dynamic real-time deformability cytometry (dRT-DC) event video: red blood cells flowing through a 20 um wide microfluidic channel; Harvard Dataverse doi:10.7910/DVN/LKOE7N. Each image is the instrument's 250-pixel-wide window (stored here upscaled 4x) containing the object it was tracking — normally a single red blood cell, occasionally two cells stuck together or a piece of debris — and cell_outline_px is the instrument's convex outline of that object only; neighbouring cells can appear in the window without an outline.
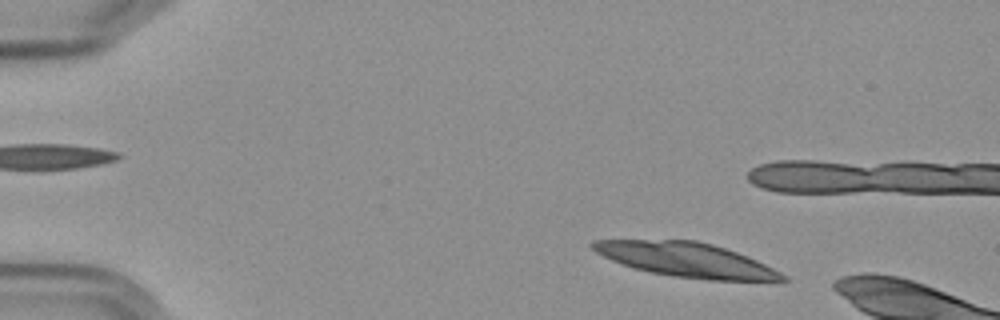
{"species": "Egyptian fruit bat (a non-hibernating species)", "species_latin": "Rousettus aegyptiacus", "temperature_condition": "cold", "stored_images_in_passage": 15, "camera_frame_rate_fps": 3000, "um_per_image_px": 0.085, "frame": {"image": 1, "passage_image": 5, "time_ms": 1.333, "image_size_px": [1000, 320], "cell_outline_px": [[788, 280], [708, 280], [676, 276], [648, 272], [612, 260], [596, 252], [588, 244], [592, 240], [696, 240], [712, 244], [748, 256], [788, 276]], "centroid_in_image_um": [58.32, 22.07], "position_along_channel_um": 26.7, "area_um2": 37.45}}